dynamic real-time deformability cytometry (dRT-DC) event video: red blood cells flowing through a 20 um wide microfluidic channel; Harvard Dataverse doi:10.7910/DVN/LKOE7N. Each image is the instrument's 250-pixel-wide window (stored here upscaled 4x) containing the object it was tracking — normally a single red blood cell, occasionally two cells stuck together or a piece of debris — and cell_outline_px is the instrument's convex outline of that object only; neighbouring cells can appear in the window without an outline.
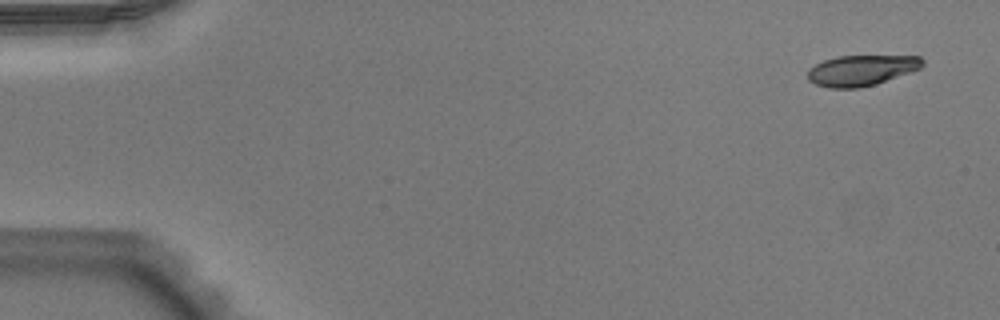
{"species": "Egyptian fruit bat (a non-hibernating species)", "species_latin": "Rousettus aegyptiacus", "temperature_condition": "warm", "stored_images_in_passage": 50, "camera_frame_rate_fps": 3000, "um_per_image_px": 0.085, "animal": {"sex": "male"}, "frame": {"image": 1, "passage_image": 1, "time_ms": 0.0, "image_size_px": [1000, 320], "cell_outline_px": [[924, 64], [920, 68], [876, 84], [856, 88], [828, 88], [816, 84], [808, 80], [808, 68], [824, 60], [836, 56], [920, 56], [924, 60]], "centroid_in_image_um": [73.19, 5.97], "position_along_channel_um": 11.8, "area_um2": 20.4}}
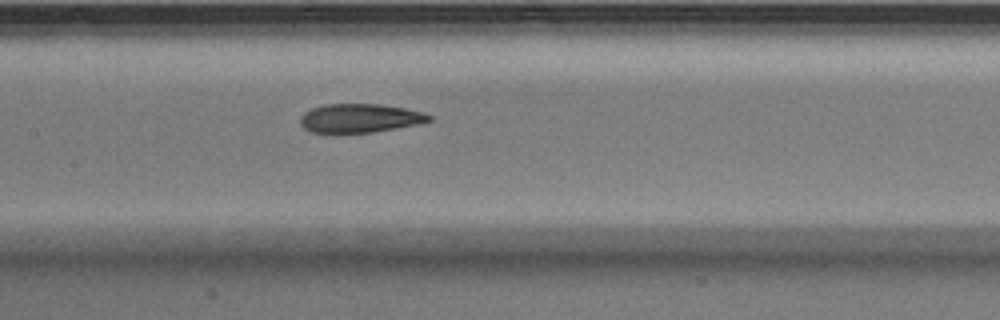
{"frame": {"image": 2, "passage_image": 24, "time_ms": 7.667, "image_size_px": [1000, 320], "cell_outline_px": [[432, 120], [420, 124], [372, 132], [340, 136], [332, 136], [312, 132], [304, 128], [300, 124], [300, 116], [304, 112], [312, 108], [324, 104], [380, 104], [404, 108], [420, 112], [432, 116]], "centroid_in_image_um": [30.5, 10.09], "position_along_channel_um": 176.9, "area_um2": 22.43}}
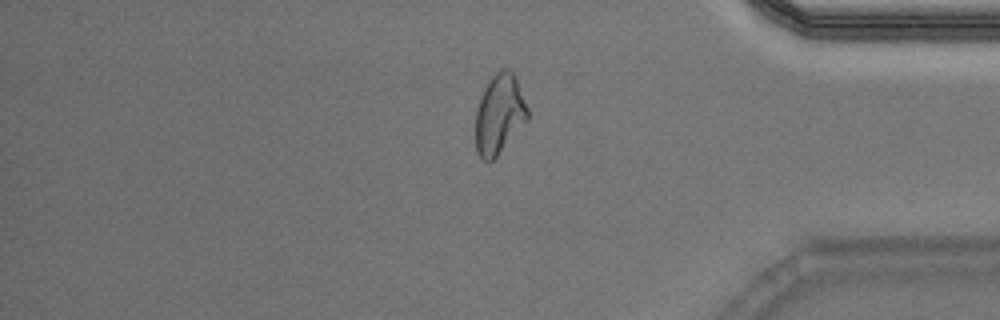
{"frame": {"image": 3, "passage_image": 42, "time_ms": 13.667, "image_size_px": [1000, 320], "cell_outline_px": [[528, 120], [496, 156], [488, 164], [476, 152], [476, 112], [480, 96], [488, 80], [500, 68], [508, 68], [516, 76], [528, 108]], "centroid_in_image_um": [42.45, 9.68], "position_along_channel_um": 392.8, "area_um2": 24.28}, "authors_computed_cell_mechanics": {"area_um2": 22.7154, "velocity_mm_per_s": 3.9359, "shape_relaxation_time_tau1_ms": 6.2201, "shape_relaxation_time_tau2_ms": 2.2221, "deformation_change_tau1": 0.1974, "deformation_change_tau2": 0.0869}}